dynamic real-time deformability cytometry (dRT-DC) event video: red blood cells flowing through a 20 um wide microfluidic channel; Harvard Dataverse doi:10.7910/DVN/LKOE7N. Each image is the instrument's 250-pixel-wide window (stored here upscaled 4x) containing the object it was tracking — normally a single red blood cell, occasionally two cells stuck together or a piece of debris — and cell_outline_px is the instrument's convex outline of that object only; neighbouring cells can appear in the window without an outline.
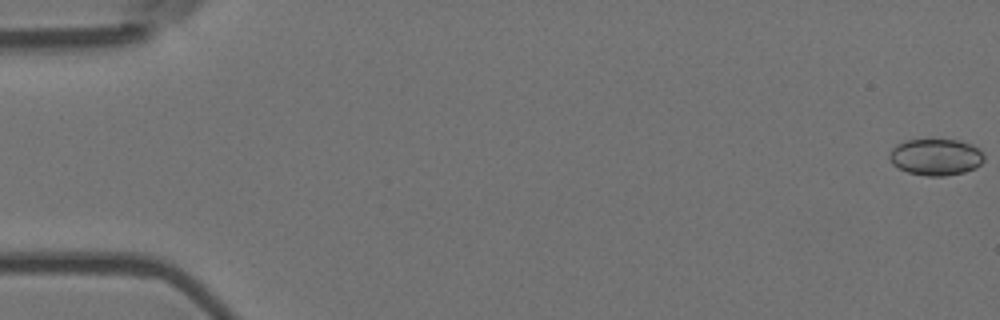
{"species": "Egyptian fruit bat (a non-hibernating species)", "species_latin": "Rousettus aegyptiacus", "temperature_condition": "room temperature", "stored_images_in_passage": 51, "camera_frame_rate_fps": 3000, "um_per_image_px": 0.085, "animal": {"sex": "female"}, "frame": {"image": 1, "passage_image": 1, "time_ms": 0.0, "image_size_px": [1000, 320], "cell_outline_px": [[984, 160], [976, 168], [964, 172], [944, 176], [924, 176], [908, 172], [892, 164], [888, 156], [892, 148], [896, 144], [908, 140], [960, 140], [972, 144], [980, 148], [984, 156]], "centroid_in_image_um": [79.56, 13.35], "position_along_channel_um": 5.4, "area_um2": 20.29}}
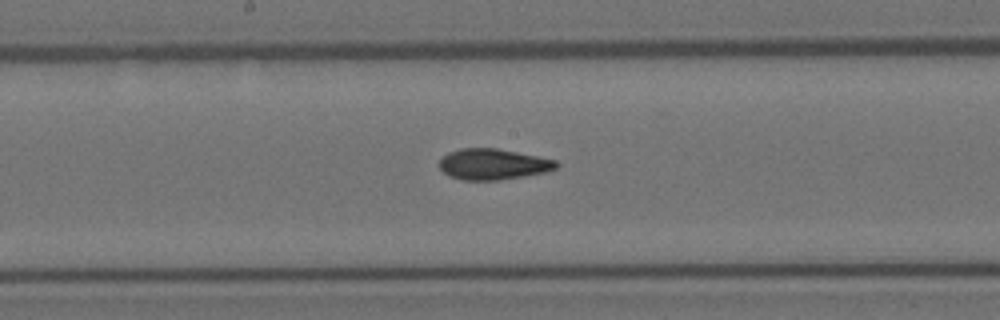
{"frame": {"image": 2, "passage_image": 30, "time_ms": 9.667, "image_size_px": [1000, 320], "cell_outline_px": [[560, 164], [556, 168], [548, 172], [500, 180], [464, 180], [448, 176], [436, 164], [448, 152], [460, 148], [496, 148], [556, 160]], "centroid_in_image_um": [41.89, 13.96], "position_along_channel_um": 206.3, "area_um2": 21.15}}
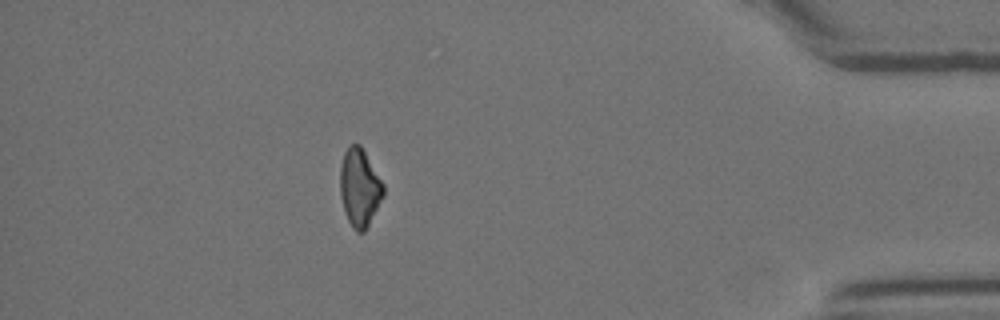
{"frame": {"image": 3, "passage_image": 50, "time_ms": 16.333, "image_size_px": [1000, 320], "cell_outline_px": [[384, 196], [364, 232], [356, 232], [352, 228], [344, 212], [340, 196], [340, 164], [344, 152], [348, 144], [360, 144], [384, 184]], "centroid_in_image_um": [30.55, 15.94], "position_along_channel_um": 404.6, "area_um2": 19.83}}